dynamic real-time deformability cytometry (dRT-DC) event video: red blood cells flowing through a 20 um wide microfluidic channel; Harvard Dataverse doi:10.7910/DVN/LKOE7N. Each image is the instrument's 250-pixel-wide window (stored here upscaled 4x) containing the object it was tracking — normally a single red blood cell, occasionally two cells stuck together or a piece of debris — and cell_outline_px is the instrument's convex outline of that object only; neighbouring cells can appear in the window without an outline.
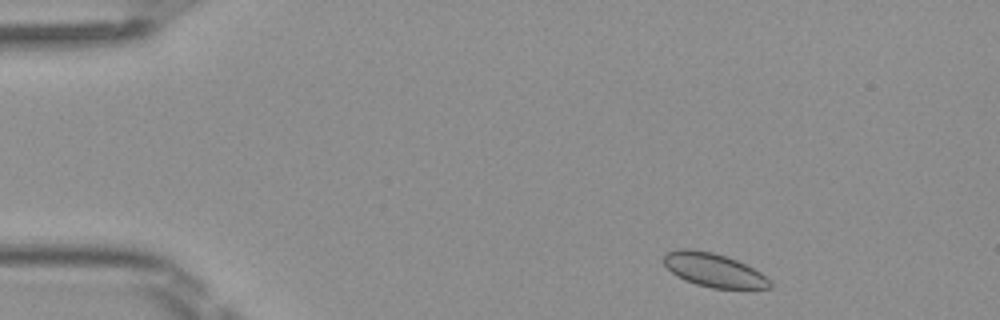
{"species": "Egyptian fruit bat (a non-hibernating species)", "species_latin": "Rousettus aegyptiacus", "temperature_condition": "room temperature", "stored_images_in_passage": 46, "camera_frame_rate_fps": 3000, "um_per_image_px": 0.085, "frame": {"image": 1, "passage_image": 3, "time_ms": 0.667, "image_size_px": [1000, 320], "cell_outline_px": [[772, 288], [712, 288], [696, 284], [684, 280], [676, 276], [664, 264], [664, 252], [684, 248], [688, 248], [712, 252], [736, 260], [760, 272], [772, 284]], "centroid_in_image_um": [60.62, 22.95], "position_along_channel_um": 24.4, "area_um2": 20.58}}
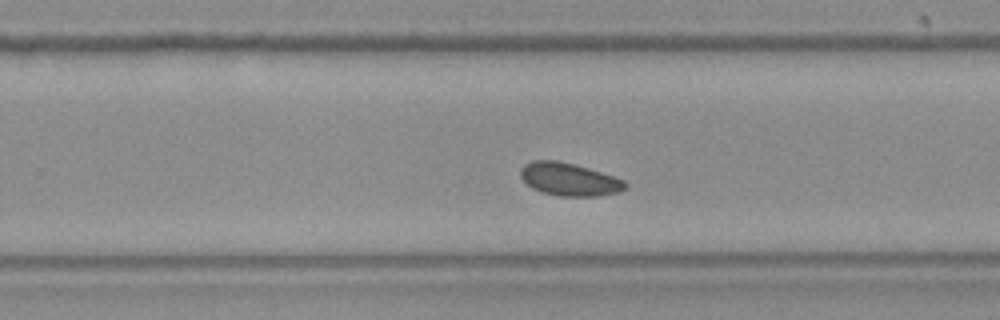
{"frame": {"image": 2, "passage_image": 28, "time_ms": 9.0, "image_size_px": [1000, 320], "cell_outline_px": [[628, 184], [620, 192], [596, 196], [556, 196], [540, 192], [532, 188], [520, 176], [520, 168], [524, 164], [532, 160], [556, 160], [588, 168], [624, 180]], "centroid_in_image_um": [48.34, 15.25], "position_along_channel_um": 281.5, "area_um2": 20.0}}
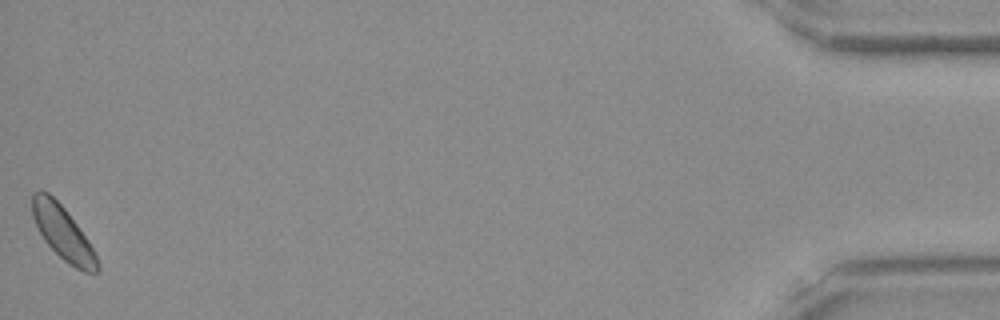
{"frame": {"image": 3, "passage_image": 46, "time_ms": 15.0, "image_size_px": [1000, 320], "cell_outline_px": [[100, 272], [84, 272], [76, 268], [64, 260], [44, 240], [32, 216], [32, 192], [40, 188], [48, 192], [64, 208], [88, 240], [100, 264]], "centroid_in_image_um": [5.33, 19.77], "position_along_channel_um": 429.9, "area_um2": 20.06}}